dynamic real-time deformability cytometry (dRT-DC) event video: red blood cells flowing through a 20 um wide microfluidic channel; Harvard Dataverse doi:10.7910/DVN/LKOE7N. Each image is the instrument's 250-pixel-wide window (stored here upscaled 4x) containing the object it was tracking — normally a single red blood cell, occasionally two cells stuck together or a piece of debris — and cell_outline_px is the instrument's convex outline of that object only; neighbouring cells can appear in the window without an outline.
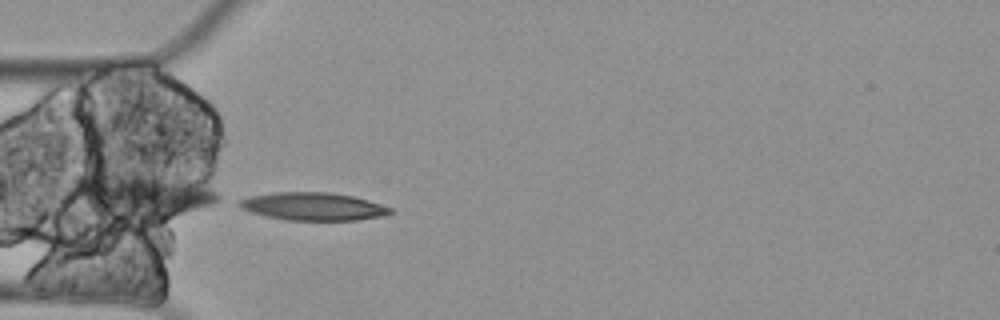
{"species": "Egyptian fruit bat (a non-hibernating species)", "species_latin": "Rousettus aegyptiacus", "temperature_condition": "cold", "stored_images_in_passage": 3, "camera_frame_rate_fps": 3000, "um_per_image_px": 0.085, "animal": {"sex": "female"}, "frame": {"image": 1, "passage_image": 3, "time_ms": 0.667, "image_size_px": [1000, 320], "cell_outline_px": [[392, 212], [384, 216], [356, 220], [288, 220], [268, 216], [252, 212], [240, 208], [236, 204], [236, 200], [248, 196], [272, 192], [328, 192], [352, 196], [368, 200], [392, 208]], "centroid_in_image_um": [26.57, 17.54], "position_along_channel_um": 58.4, "area_um2": 24.57}}